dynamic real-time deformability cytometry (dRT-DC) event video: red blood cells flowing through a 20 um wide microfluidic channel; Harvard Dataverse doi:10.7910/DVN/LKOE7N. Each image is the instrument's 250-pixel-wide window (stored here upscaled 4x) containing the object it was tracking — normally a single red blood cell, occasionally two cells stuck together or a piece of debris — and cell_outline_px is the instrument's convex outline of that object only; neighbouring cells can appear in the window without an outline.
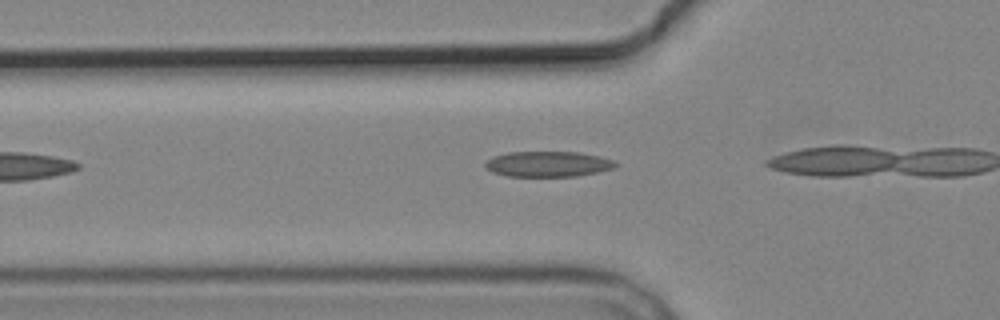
{"species": "common noctule bat (a hibernating species)", "species_latin": "Nyctalus noctula", "temperature_condition": "cold", "stored_images_in_passage": 3, "camera_frame_rate_fps": 3000, "um_per_image_px": 0.085, "animal": {"sex": "male", "body_mass_g": 19.2, "forearm_length_mm": 51.8}, "frame": {"image": 1, "passage_image": 2, "time_ms": 1.667, "image_size_px": [1000, 320], "cell_outline_px": [[616, 168], [576, 176], [508, 176], [492, 172], [484, 168], [484, 164], [492, 156], [508, 152], [580, 152], [600, 156], [612, 160], [616, 164]], "centroid_in_image_um": [46.55, 13.94], "position_along_channel_um": 79.3, "area_um2": 19.36}}